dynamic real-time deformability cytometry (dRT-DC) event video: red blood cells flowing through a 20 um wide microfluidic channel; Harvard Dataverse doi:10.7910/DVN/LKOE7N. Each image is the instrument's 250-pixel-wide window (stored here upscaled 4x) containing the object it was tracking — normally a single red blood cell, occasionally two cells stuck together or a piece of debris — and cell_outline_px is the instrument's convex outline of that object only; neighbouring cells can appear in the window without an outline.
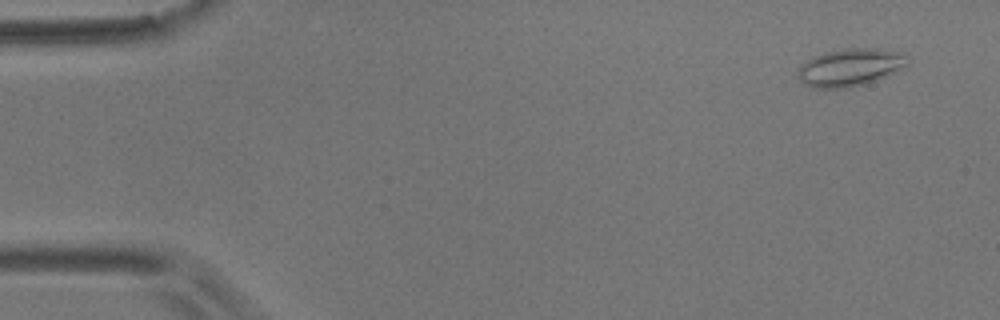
{"species": "common noctule bat (a hibernating species)", "species_latin": "Nyctalus noctula", "temperature_condition": "room temperature", "stored_images_in_passage": 9, "camera_frame_rate_fps": 3000, "um_per_image_px": 0.085, "animal": {"sex": "male", "body_mass_g": 17.9}, "frame": {"image": 1, "passage_image": 2, "time_ms": 0.333, "image_size_px": [1000, 320], "cell_outline_px": [[908, 64], [884, 76], [864, 84], [844, 88], [812, 88], [804, 84], [800, 80], [800, 68], [812, 56], [824, 52], [848, 48], [876, 48], [908, 56]], "centroid_in_image_um": [72.22, 5.72], "position_along_channel_um": 12.8, "area_um2": 23.35}}
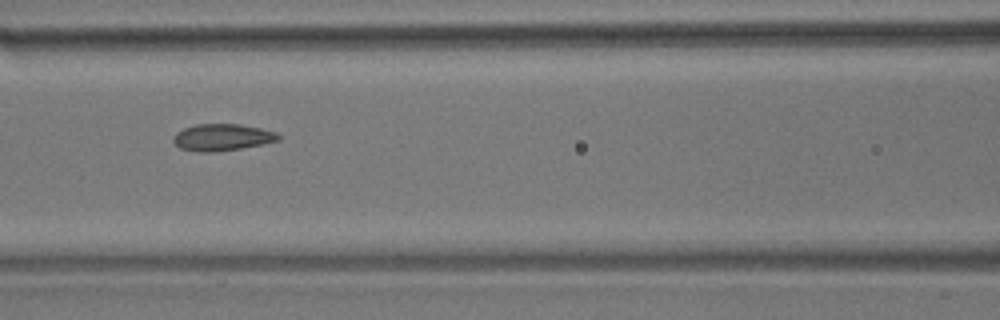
{"frame": {"image": 2, "passage_image": 8, "time_ms": 2.333, "image_size_px": [1000, 320], "cell_outline_px": [[280, 140], [240, 148], [212, 152], [196, 152], [180, 148], [172, 140], [172, 136], [176, 132], [184, 128], [196, 124], [240, 124], [260, 128], [276, 132], [280, 136]], "centroid_in_image_um": [18.84, 11.66], "position_along_channel_um": 147.8, "area_um2": 16.36}}
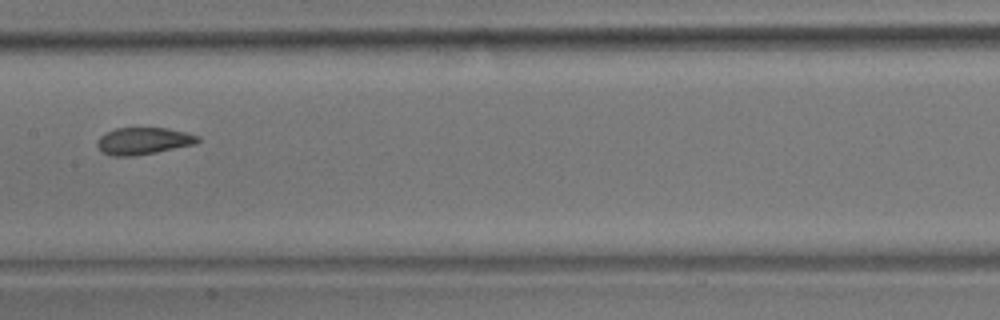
{"frame": {"image": 3, "passage_image": 9, "time_ms": 2.667, "image_size_px": [1000, 320], "cell_outline_px": [[200, 140], [196, 144], [156, 152], [132, 156], [112, 156], [104, 152], [96, 144], [96, 140], [104, 132], [116, 128], [168, 128], [188, 132], [200, 136]], "centroid_in_image_um": [12.21, 11.97], "position_along_channel_um": 195.2, "area_um2": 15.95}}